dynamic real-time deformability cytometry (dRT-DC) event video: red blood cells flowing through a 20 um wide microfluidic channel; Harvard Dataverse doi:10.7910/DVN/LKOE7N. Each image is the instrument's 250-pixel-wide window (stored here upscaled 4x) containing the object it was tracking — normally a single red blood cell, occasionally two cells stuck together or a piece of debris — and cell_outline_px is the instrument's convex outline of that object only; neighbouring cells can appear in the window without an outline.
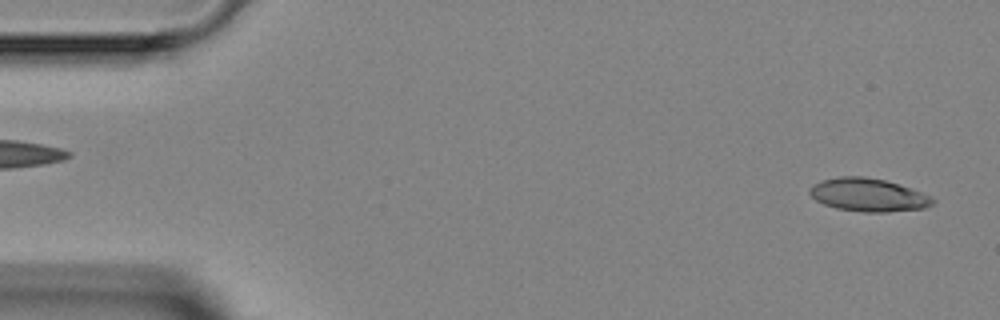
{"species": "Egyptian fruit bat (a non-hibernating species)", "species_latin": "Rousettus aegyptiacus", "temperature_condition": "room temperature", "stored_images_in_passage": 2, "segment_of_instrument_passage": [2, 2], "camera_frame_rate_fps": 3000, "um_per_image_px": 0.085, "animal": {"sex": "female"}, "frame": {"image": 1, "passage_image": 2, "time_ms": 1.333, "image_size_px": [1000, 320], "cell_outline_px": [[936, 200], [932, 204], [924, 208], [888, 212], [864, 212], [836, 208], [824, 204], [816, 200], [808, 192], [808, 188], [812, 184], [820, 180], [840, 176], [864, 176], [884, 180], [912, 188], [932, 196]], "centroid_in_image_um": [73.79, 16.56], "position_along_channel_um": 11.2, "area_um2": 23.93}}